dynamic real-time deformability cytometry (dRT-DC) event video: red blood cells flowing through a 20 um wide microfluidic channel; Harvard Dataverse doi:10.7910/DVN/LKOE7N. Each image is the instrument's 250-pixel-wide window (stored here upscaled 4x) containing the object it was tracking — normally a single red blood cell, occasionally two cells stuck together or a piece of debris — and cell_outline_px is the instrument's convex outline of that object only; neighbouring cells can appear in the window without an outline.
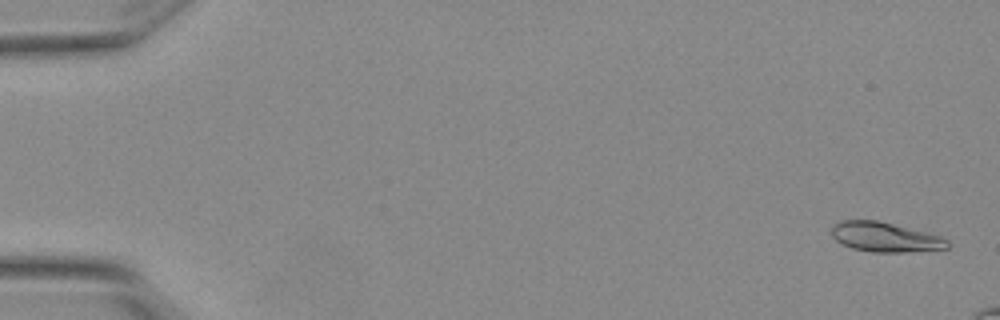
{"species": "Egyptian fruit bat (a non-hibernating species)", "species_latin": "Rousettus aegyptiacus", "temperature_condition": "warm", "stored_images_in_passage": 5, "camera_frame_rate_fps": 3000, "um_per_image_px": 0.085, "animal": {"sex": "female"}, "frame": {"image": 1, "passage_image": 1, "time_ms": 0.0, "image_size_px": [1000, 320], "cell_outline_px": [[948, 248], [904, 252], [872, 252], [852, 248], [836, 240], [832, 236], [832, 228], [840, 220], [876, 220], [940, 236], [948, 240]], "centroid_in_image_um": [75.21, 20.15], "position_along_channel_um": 9.8, "area_um2": 19.59}}